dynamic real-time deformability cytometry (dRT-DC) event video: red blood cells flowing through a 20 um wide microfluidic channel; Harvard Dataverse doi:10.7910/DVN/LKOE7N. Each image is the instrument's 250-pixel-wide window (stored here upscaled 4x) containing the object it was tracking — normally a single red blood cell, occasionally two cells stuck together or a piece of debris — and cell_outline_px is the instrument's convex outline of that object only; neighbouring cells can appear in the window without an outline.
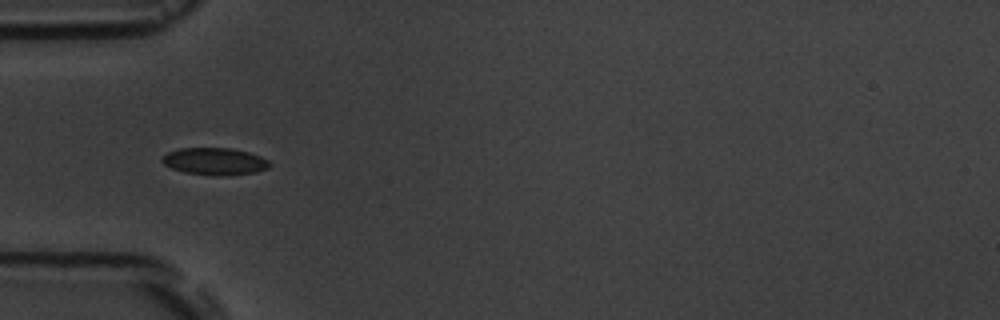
{"species": "common noctule bat (a hibernating species)", "species_latin": "Nyctalus noctula", "temperature_condition": "room temperature", "stored_images_in_passage": 10, "camera_frame_rate_fps": 3000, "um_per_image_px": 0.085, "animal": {"sex": "male", "body_mass_g": 19.5, "forearm_length_mm": 54.6}, "frame": {"image": 1, "passage_image": 6, "time_ms": 6.667, "image_size_px": [1000, 320], "cell_outline_px": [[272, 164], [268, 168], [256, 172], [224, 176], [212, 176], [184, 172], [172, 168], [164, 164], [160, 160], [160, 156], [168, 152], [180, 148], [232, 148], [248, 152], [260, 156], [268, 160]], "centroid_in_image_um": [18.24, 13.72], "position_along_channel_um": 66.8, "area_um2": 17.22}}
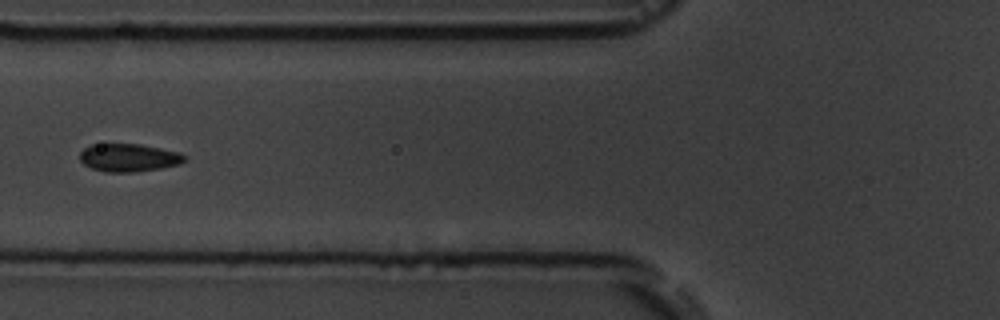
{"frame": {"image": 2, "passage_image": 7, "time_ms": 8.0, "image_size_px": [1000, 320], "cell_outline_px": [[188, 156], [180, 164], [160, 168], [136, 172], [108, 172], [92, 168], [84, 164], [80, 160], [80, 152], [84, 148], [92, 144], [140, 144], [180, 152]], "centroid_in_image_um": [10.96, 13.4], "position_along_channel_um": 114.8, "area_um2": 17.05}}
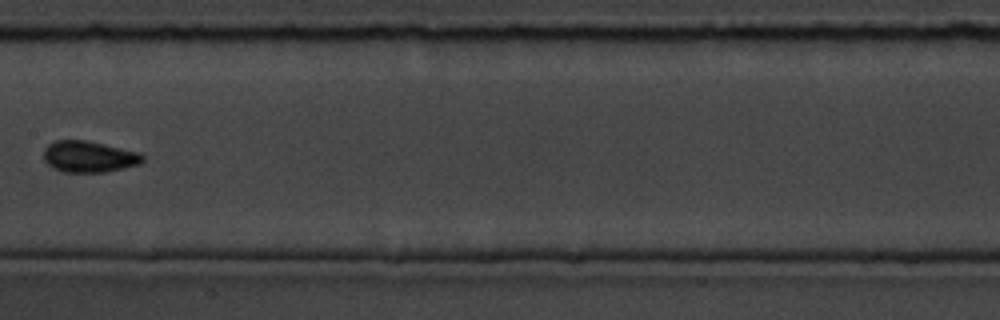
{"frame": {"image": 3, "passage_image": 9, "time_ms": 10.333, "image_size_px": [1000, 320], "cell_outline_px": [[144, 160], [140, 164], [124, 168], [104, 172], [64, 172], [52, 168], [44, 160], [44, 148], [48, 144], [56, 140], [88, 140], [140, 152], [144, 156]], "centroid_in_image_um": [7.57, 13.31], "position_along_channel_um": 199.8, "area_um2": 18.26}}